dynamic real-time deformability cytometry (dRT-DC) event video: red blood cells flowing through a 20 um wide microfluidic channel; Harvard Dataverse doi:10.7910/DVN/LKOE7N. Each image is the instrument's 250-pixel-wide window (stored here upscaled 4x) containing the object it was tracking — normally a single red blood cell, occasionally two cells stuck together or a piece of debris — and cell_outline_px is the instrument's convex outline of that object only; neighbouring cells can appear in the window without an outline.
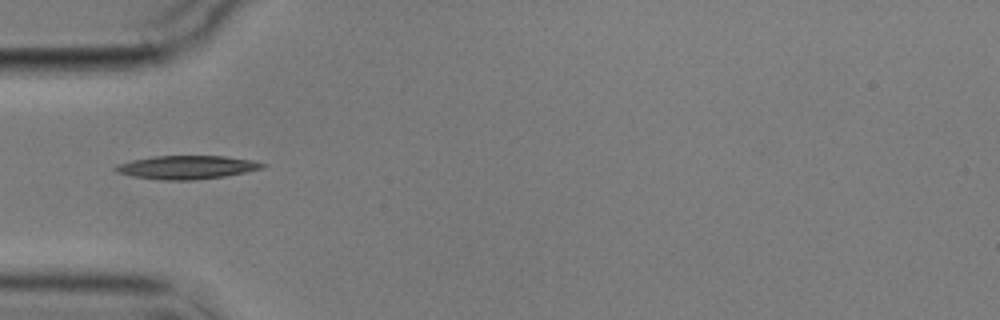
{"species": "common noctule bat (a hibernating species)", "species_latin": "Nyctalus noctula", "temperature_condition": "cold", "stored_images_in_passage": 5, "camera_frame_rate_fps": 3000, "um_per_image_px": 0.085, "animal": {"sex": "male", "body_mass_g": 17.9}, "frame": {"image": 1, "passage_image": 4, "time_ms": 4.333, "image_size_px": [1000, 320], "cell_outline_px": [[268, 164], [264, 168], [224, 176], [192, 180], [164, 180], [132, 176], [116, 172], [112, 168], [116, 164], [132, 160], [156, 156], [224, 156], [252, 160]], "centroid_in_image_um": [15.86, 14.21], "position_along_channel_um": 69.1, "area_um2": 20.0}}
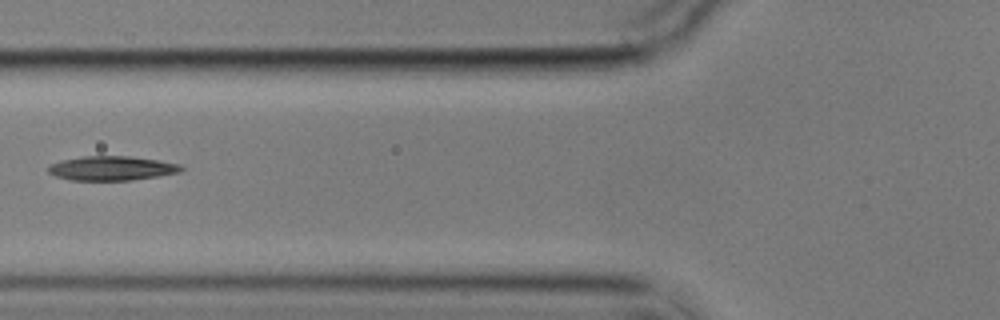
{"frame": {"image": 2, "passage_image": 5, "time_ms": 5.667, "image_size_px": [1000, 320], "cell_outline_px": [[184, 168], [180, 172], [160, 176], [132, 180], [68, 180], [56, 176], [48, 172], [48, 168], [52, 164], [64, 160], [84, 156], [128, 156], [156, 160], [180, 164]], "centroid_in_image_um": [9.53, 14.31], "position_along_channel_um": 116.3, "area_um2": 18.67}}